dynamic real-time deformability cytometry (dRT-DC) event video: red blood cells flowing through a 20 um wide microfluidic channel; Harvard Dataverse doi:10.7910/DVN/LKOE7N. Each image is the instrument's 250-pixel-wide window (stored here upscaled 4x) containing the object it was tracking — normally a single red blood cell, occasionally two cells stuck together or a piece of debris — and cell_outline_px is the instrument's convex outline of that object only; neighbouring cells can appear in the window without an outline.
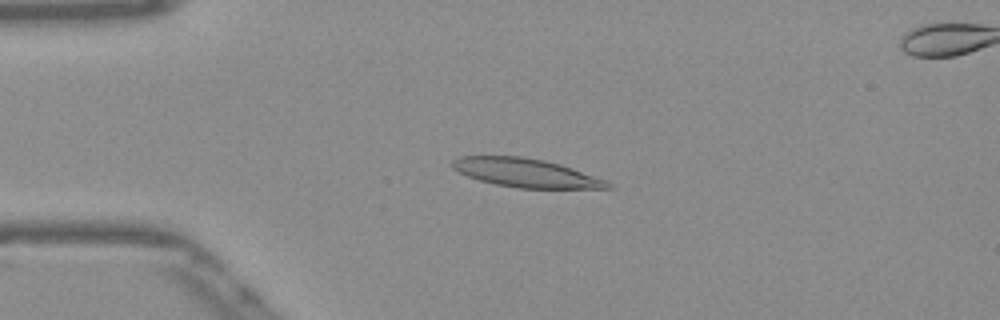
{"species": "Egyptian fruit bat (a non-hibernating species)", "species_latin": "Rousettus aegyptiacus", "temperature_condition": "warm", "stored_images_in_passage": 47, "segment_of_instrument_passage": [1, 2], "camera_frame_rate_fps": 3000, "um_per_image_px": 0.085, "frame": {"image": 1, "passage_image": 6, "time_ms": 1.667, "image_size_px": [1000, 320], "cell_outline_px": [[612, 188], [516, 188], [496, 184], [480, 180], [468, 176], [452, 168], [452, 160], [460, 156], [520, 156], [544, 160], [560, 164], [608, 180], [612, 184]], "centroid_in_image_um": [44.72, 14.69], "position_along_channel_um": 40.3, "area_um2": 25.84}}
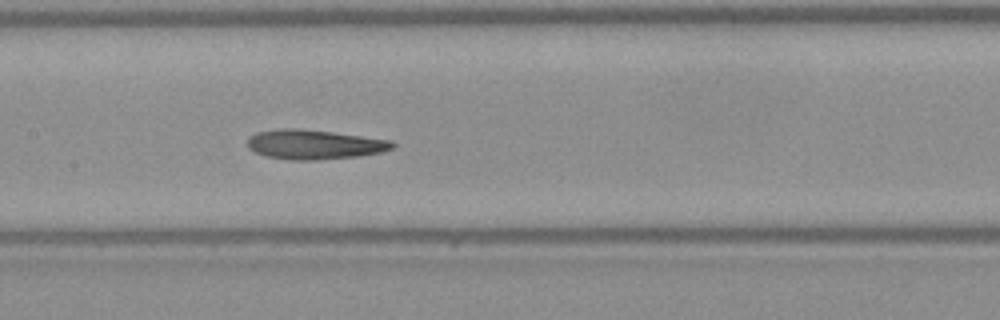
{"frame": {"image": 2, "passage_image": 19, "time_ms": 6.0, "image_size_px": [1000, 320], "cell_outline_px": [[396, 144], [392, 148], [380, 152], [360, 156], [316, 160], [292, 160], [264, 156], [248, 148], [248, 136], [256, 132], [280, 128], [296, 128], [332, 132], [392, 140]], "centroid_in_image_um": [26.69, 12.28], "position_along_channel_um": 180.7, "area_um2": 25.03}}
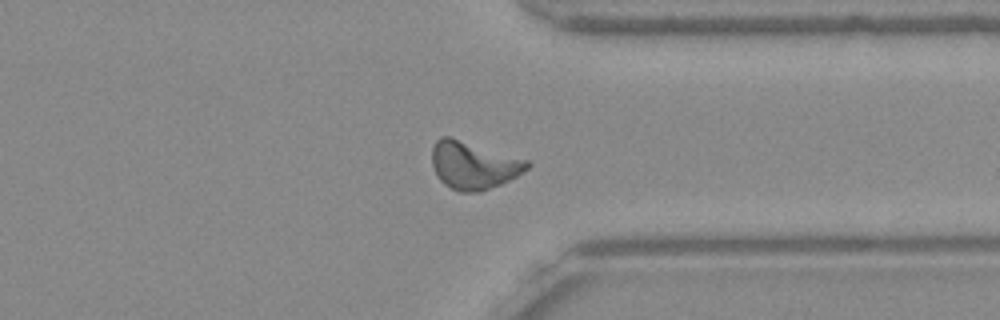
{"frame": {"image": 3, "passage_image": 34, "time_ms": 11.0, "image_size_px": [1000, 320], "cell_outline_px": [[532, 164], [528, 168], [516, 176], [500, 184], [480, 192], [460, 192], [444, 184], [440, 180], [432, 164], [432, 148], [436, 140], [440, 136], [448, 136], [528, 160]], "centroid_in_image_um": [40.23, 14.04], "position_along_channel_um": 371.2, "area_um2": 26.13}}